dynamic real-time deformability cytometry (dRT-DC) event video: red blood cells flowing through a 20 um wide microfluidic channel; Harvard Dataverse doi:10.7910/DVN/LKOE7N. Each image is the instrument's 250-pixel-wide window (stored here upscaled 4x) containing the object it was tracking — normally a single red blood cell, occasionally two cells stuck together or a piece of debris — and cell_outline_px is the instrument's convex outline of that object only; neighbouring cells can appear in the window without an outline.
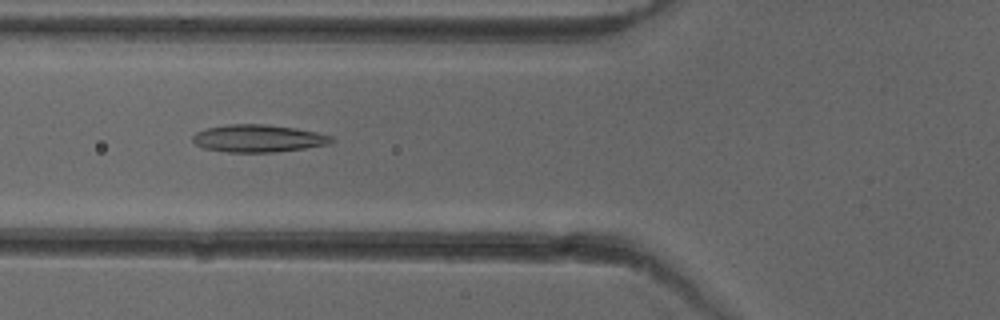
{"species": "common noctule bat (a hibernating species)", "species_latin": "Nyctalus noctula", "temperature_condition": "cold", "stored_images_in_passage": 52, "camera_frame_rate_fps": 3000, "um_per_image_px": 0.085, "animal": {"sex": "female"}, "frame": {"image": 1, "passage_image": 20, "time_ms": 6.333, "image_size_px": [1000, 320], "cell_outline_px": [[336, 140], [328, 144], [304, 148], [276, 152], [228, 152], [204, 148], [196, 144], [192, 140], [192, 136], [196, 132], [204, 128], [228, 124], [264, 124], [296, 128], [316, 132], [332, 136]], "centroid_in_image_um": [21.94, 11.76], "position_along_channel_um": 103.9, "area_um2": 22.25}}
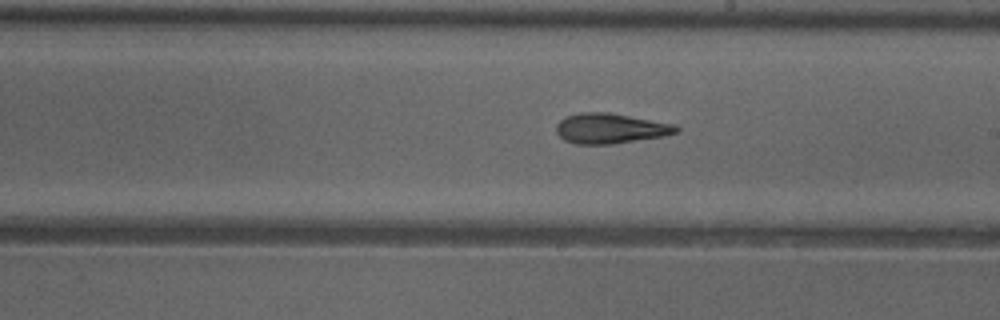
{"frame": {"image": 2, "passage_image": 30, "time_ms": 9.667, "image_size_px": [1000, 320], "cell_outline_px": [[680, 132], [664, 136], [612, 144], [576, 144], [564, 140], [556, 132], [556, 124], [564, 116], [580, 112], [608, 112], [676, 124], [680, 128]], "centroid_in_image_um": [51.89, 10.91], "position_along_channel_um": 237.1, "area_um2": 21.33}}
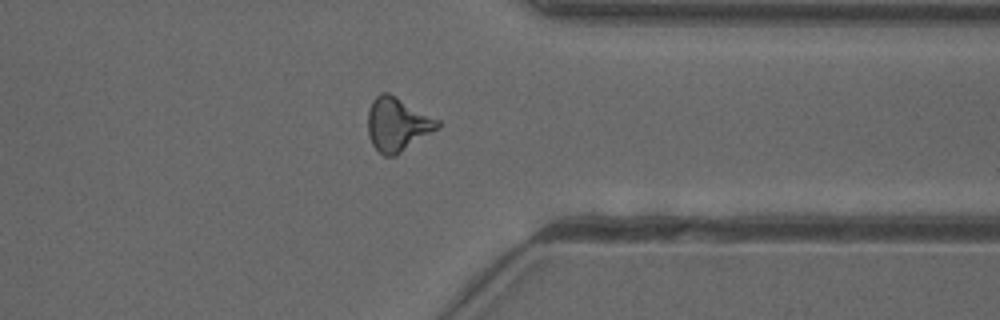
{"frame": {"image": 3, "passage_image": 41, "time_ms": 13.333, "image_size_px": [1000, 320], "cell_outline_px": [[440, 124], [436, 128], [396, 156], [384, 156], [372, 144], [368, 136], [368, 112], [372, 100], [380, 92], [388, 92], [440, 120]], "centroid_in_image_um": [33.74, 10.56], "position_along_channel_um": 377.7, "area_um2": 21.5}, "authors_computed_cell_mechanics": {"area_um2": 21.2126, "velocity_mm_per_s": 3.9811, "shape_relaxation_time_tau1_ms": 6.4227, "shape_relaxation_time_tau2_ms": 2.9772, "deformation_change_tau1": 0.1958, "deformation_change_tau2": 0.138}}